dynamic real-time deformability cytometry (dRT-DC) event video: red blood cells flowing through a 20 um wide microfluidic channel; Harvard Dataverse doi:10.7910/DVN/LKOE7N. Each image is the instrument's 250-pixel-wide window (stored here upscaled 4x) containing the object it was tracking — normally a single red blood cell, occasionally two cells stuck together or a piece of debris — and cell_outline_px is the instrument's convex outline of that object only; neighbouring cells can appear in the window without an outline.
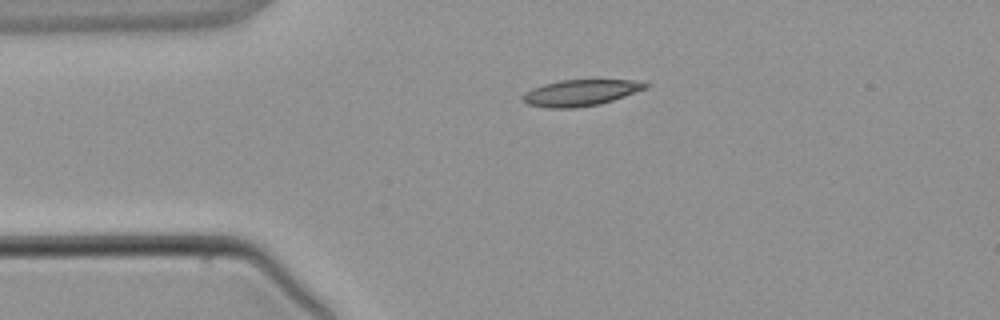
{"species": "common noctule bat (a hibernating species)", "species_latin": "Nyctalus noctula", "temperature_condition": "warm", "stored_images_in_passage": 2, "camera_frame_rate_fps": 3000, "um_per_image_px": 0.085, "animal": {"sex": "male", "body_mass_g": 21.5, "forearm_length_mm": 52.0}, "frame": {"image": 1, "passage_image": 1, "time_ms": 0.0, "image_size_px": [1000, 320], "cell_outline_px": [[648, 84], [644, 88], [624, 96], [600, 104], [576, 108], [548, 108], [528, 104], [520, 100], [520, 96], [532, 88], [544, 84], [560, 80], [632, 80]], "centroid_in_image_um": [49.24, 7.89], "position_along_channel_um": 35.8, "area_um2": 18.55}}
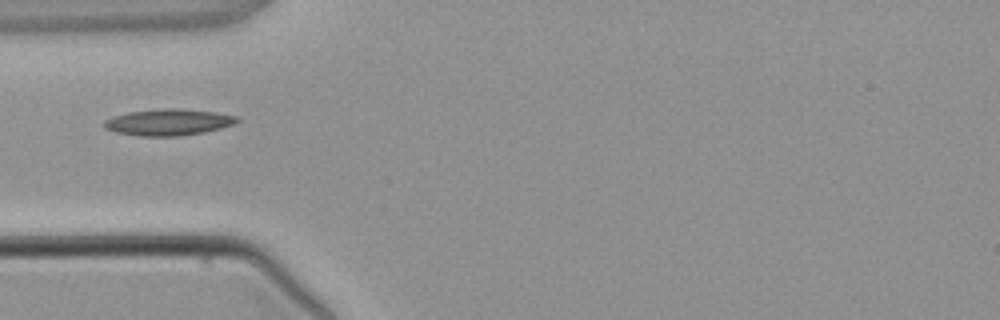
{"frame": {"image": 2, "passage_image": 2, "time_ms": 1.333, "image_size_px": [1000, 320], "cell_outline_px": [[240, 120], [232, 124], [220, 128], [204, 132], [180, 136], [140, 136], [116, 132], [104, 128], [104, 120], [112, 116], [128, 112], [160, 108], [180, 108], [216, 112], [240, 116]], "centroid_in_image_um": [14.32, 10.37], "position_along_channel_um": 70.7, "area_um2": 20.63}}